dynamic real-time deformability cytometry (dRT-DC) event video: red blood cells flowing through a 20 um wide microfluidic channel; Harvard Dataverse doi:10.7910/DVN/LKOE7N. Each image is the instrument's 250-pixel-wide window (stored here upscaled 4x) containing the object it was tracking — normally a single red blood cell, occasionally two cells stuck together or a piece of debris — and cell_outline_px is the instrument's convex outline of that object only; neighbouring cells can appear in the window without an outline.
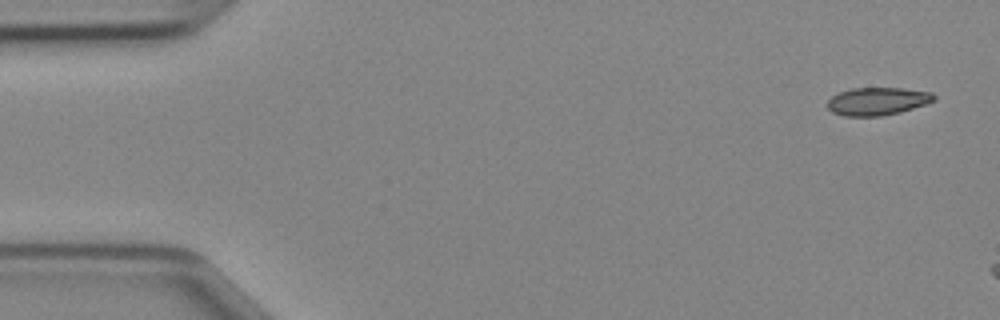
{"species": "Egyptian fruit bat (a non-hibernating species)", "species_latin": "Rousettus aegyptiacus", "temperature_condition": "cold", "stored_images_in_passage": 7, "camera_frame_rate_fps": 3000, "um_per_image_px": 0.085, "animal": {"sex": "female"}, "frame": {"image": 1, "passage_image": 1, "time_ms": 0.0, "image_size_px": [1000, 320], "cell_outline_px": [[936, 100], [900, 112], [880, 116], [844, 116], [832, 112], [828, 108], [828, 100], [832, 96], [840, 92], [852, 88], [904, 88], [932, 92], [936, 96]], "centroid_in_image_um": [74.59, 8.6], "position_along_channel_um": 10.4, "area_um2": 17.22}}